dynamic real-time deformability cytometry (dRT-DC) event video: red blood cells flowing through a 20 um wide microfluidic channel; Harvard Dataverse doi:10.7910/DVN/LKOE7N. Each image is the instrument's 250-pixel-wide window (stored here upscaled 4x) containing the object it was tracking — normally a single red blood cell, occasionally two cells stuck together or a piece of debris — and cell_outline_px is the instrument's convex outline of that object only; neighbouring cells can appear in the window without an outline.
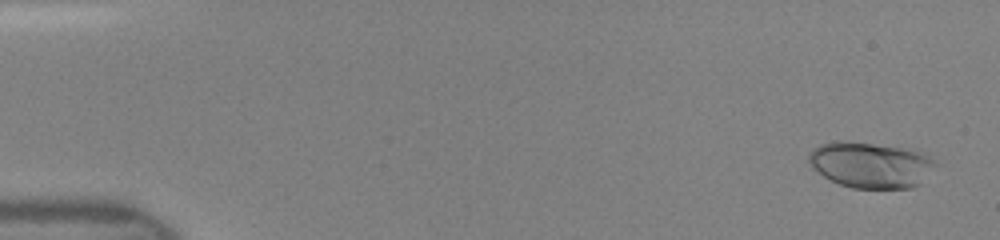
{"species": "human", "species_latin": "Homo sapiens", "temperature_condition": "room temperature", "stored_images_in_passage": 42, "camera_frame_rate_fps": 3000, "um_per_image_px": 0.085, "donor": {"sex": "female"}, "frame": {"image": 1, "passage_image": 2, "time_ms": 0.333, "image_size_px": [1000, 240], "cell_outline_px": [[936, 164], [920, 184], [912, 188], [852, 188], [840, 184], [824, 176], [812, 168], [808, 160], [808, 152], [812, 148], [820, 144], [836, 140], [872, 144], [900, 148], [916, 152], [928, 156]], "centroid_in_image_um": [73.93, 14.02], "position_along_channel_um": 11.1, "area_um2": 33.35}}
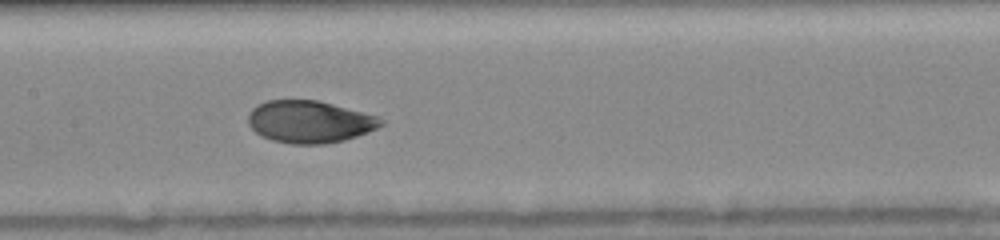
{"frame": {"image": 2, "passage_image": 24, "time_ms": 7.667, "image_size_px": [1000, 240], "cell_outline_px": [[384, 124], [368, 132], [344, 140], [324, 144], [292, 144], [272, 140], [260, 136], [248, 124], [248, 112], [256, 104], [268, 100], [316, 100], [332, 104], [376, 116], [384, 120]], "centroid_in_image_um": [26.27, 10.35], "position_along_channel_um": 181.1, "area_um2": 32.6}}
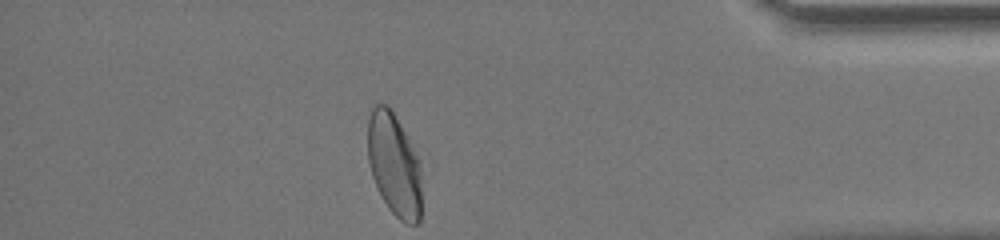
{"frame": {"image": 3, "passage_image": 42, "time_ms": 13.667, "image_size_px": [1000, 240], "cell_outline_px": [[420, 220], [416, 224], [408, 224], [400, 220], [388, 208], [372, 176], [368, 160], [368, 120], [372, 108], [376, 104], [388, 104], [408, 136], [416, 156], [420, 172]], "centroid_in_image_um": [33.49, 13.97], "position_along_channel_um": 401.7, "area_um2": 31.91}}